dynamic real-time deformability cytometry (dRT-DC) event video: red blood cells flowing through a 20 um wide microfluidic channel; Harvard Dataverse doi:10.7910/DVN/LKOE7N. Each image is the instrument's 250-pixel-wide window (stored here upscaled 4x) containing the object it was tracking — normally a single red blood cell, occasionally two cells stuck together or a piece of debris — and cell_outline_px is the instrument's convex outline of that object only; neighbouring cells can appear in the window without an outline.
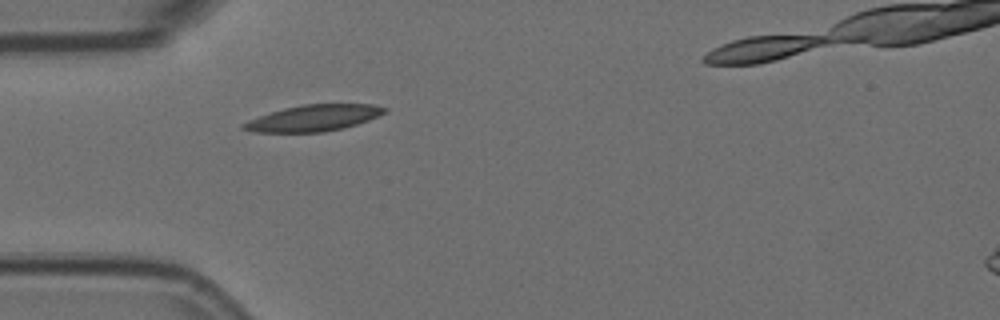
{"species": "Egyptian fruit bat (a non-hibernating species)", "species_latin": "Rousettus aegyptiacus", "temperature_condition": "room temperature", "stored_images_in_passage": 2, "camera_frame_rate_fps": 3000, "um_per_image_px": 0.085, "animal": {"sex": "female"}, "frame": {"image": 1, "passage_image": 2, "time_ms": 0.333, "image_size_px": [1000, 320], "cell_outline_px": [[388, 112], [368, 120], [344, 128], [324, 132], [256, 132], [240, 128], [240, 124], [248, 120], [284, 108], [300, 104], [372, 104], [388, 108]], "centroid_in_image_um": [26.67, 10.03], "position_along_channel_um": 58.3, "area_um2": 21.62}}